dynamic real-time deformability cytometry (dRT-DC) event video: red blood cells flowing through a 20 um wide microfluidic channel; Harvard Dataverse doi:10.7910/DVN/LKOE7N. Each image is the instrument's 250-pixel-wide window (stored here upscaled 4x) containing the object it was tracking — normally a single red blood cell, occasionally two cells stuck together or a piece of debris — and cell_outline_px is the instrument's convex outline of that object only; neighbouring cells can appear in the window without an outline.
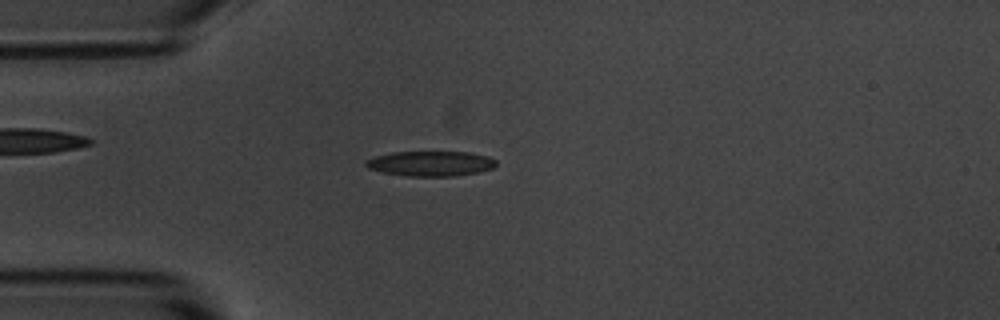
{"species": "common noctule bat (a hibernating species)", "species_latin": "Nyctalus noctula", "temperature_condition": "room temperature", "stored_images_in_passage": 55, "camera_frame_rate_fps": 3000, "um_per_image_px": 0.085, "animal": {"sex": "male", "body_mass_g": 20.1, "forearm_length_mm": 53.5}, "frame": {"image": 1, "passage_image": 14, "time_ms": 4.333, "image_size_px": [1000, 320], "cell_outline_px": [[496, 164], [492, 168], [476, 172], [452, 176], [408, 176], [384, 172], [368, 168], [364, 164], [368, 160], [376, 156], [392, 152], [468, 152], [488, 156], [496, 160]], "centroid_in_image_um": [36.61, 13.89], "position_along_channel_um": 48.4, "area_um2": 18.73}}
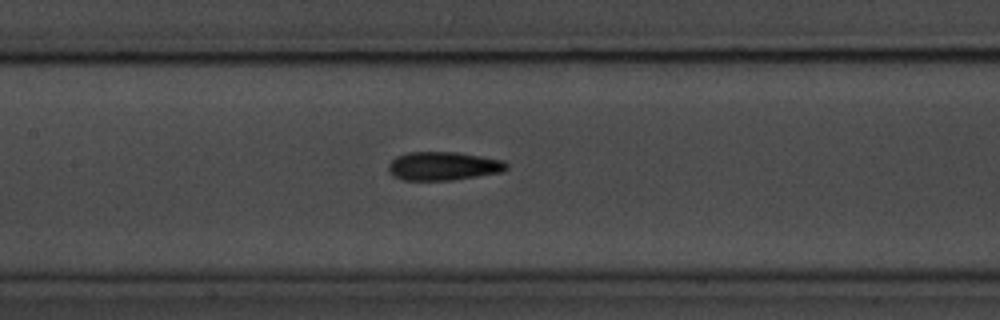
{"frame": {"image": 2, "passage_image": 25, "time_ms": 8.0, "image_size_px": [1000, 320], "cell_outline_px": [[508, 168], [504, 172], [452, 180], [404, 180], [392, 176], [388, 168], [388, 164], [396, 156], [408, 152], [456, 152], [504, 160], [508, 164]], "centroid_in_image_um": [37.69, 14.11], "position_along_channel_um": 169.7, "area_um2": 19.77}}
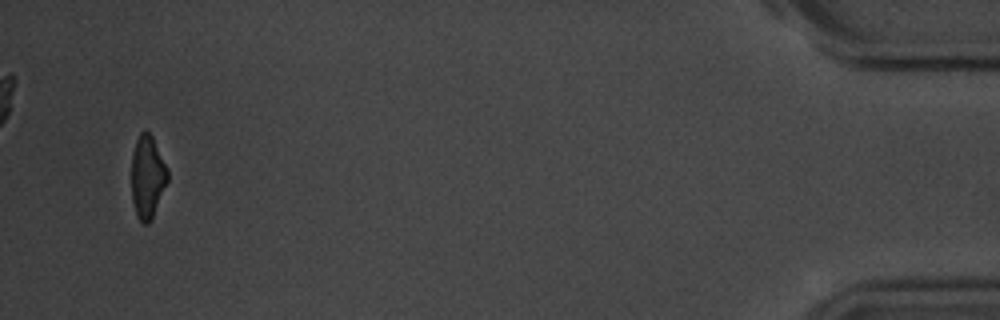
{"frame": {"image": 3, "passage_image": 53, "time_ms": 17.333, "image_size_px": [1000, 320], "cell_outline_px": [[168, 180], [152, 220], [148, 224], [144, 224], [136, 216], [132, 200], [132, 152], [136, 140], [140, 132], [144, 128], [152, 136], [168, 168]], "centroid_in_image_um": [12.54, 15.03], "position_along_channel_um": 422.7, "area_um2": 17.63}, "authors_computed_cell_mechanics": {"area_um2": 18.6694, "velocity_mm_per_s": 3.5946, "shape_relaxation_time_tau1_ms": 4.0587, "shape_relaxation_time_tau2_ms": 3.0608, "deformation_change_tau1": 0.1466, "deformation_change_tau2": 0.1039}}